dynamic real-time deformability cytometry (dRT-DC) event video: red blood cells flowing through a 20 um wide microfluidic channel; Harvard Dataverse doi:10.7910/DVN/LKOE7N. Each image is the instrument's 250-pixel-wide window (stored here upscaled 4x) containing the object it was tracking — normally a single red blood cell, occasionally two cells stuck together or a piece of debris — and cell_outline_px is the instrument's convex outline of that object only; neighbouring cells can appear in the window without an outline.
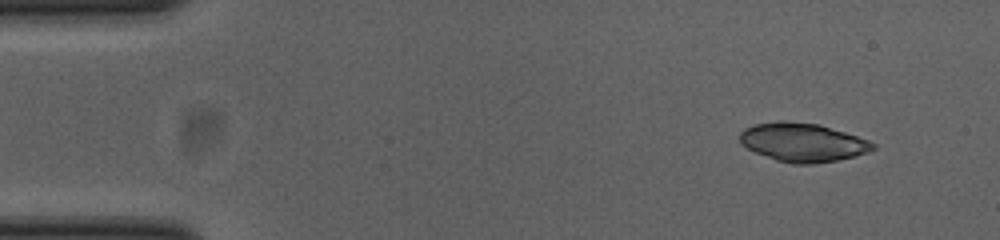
{"species": "common noctule bat (a hibernating species)", "species_latin": "Nyctalus noctula", "temperature_condition": "cold", "stored_images_in_passage": 48, "camera_frame_rate_fps": 3000, "um_per_image_px": 0.085, "animal": {"sex": "female", "body_mass_g": 23.0, "forearm_length_mm": 53.4}, "frame": {"image": 1, "passage_image": 1, "time_ms": 0.0, "image_size_px": [1000, 240], "cell_outline_px": [[876, 148], [868, 152], [836, 160], [812, 164], [792, 164], [776, 160], [756, 152], [740, 144], [740, 132], [744, 128], [752, 124], [780, 120], [784, 120], [820, 124], [868, 140], [876, 144]], "centroid_in_image_um": [68.2, 12.08], "position_along_channel_um": 16.8, "area_um2": 30.0}}